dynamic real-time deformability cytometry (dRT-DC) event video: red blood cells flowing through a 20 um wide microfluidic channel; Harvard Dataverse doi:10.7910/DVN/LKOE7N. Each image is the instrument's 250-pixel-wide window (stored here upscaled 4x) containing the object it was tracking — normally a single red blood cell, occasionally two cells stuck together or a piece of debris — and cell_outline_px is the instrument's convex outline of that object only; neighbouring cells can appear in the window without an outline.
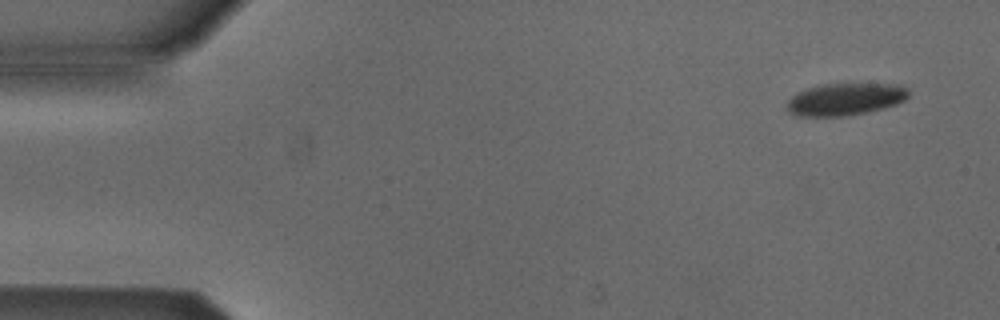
{"species": "Egyptian fruit bat (a non-hibernating species)", "species_latin": "Rousettus aegyptiacus", "temperature_condition": "cold", "stored_images_in_passage": 5, "camera_frame_rate_fps": 3000, "um_per_image_px": 0.085, "animal": {"sex": "male"}, "frame": {"image": 1, "passage_image": 1, "time_ms": 0.0, "image_size_px": [1000, 320], "cell_outline_px": [[908, 96], [904, 100], [896, 104], [884, 108], [864, 112], [840, 116], [796, 116], [788, 112], [788, 100], [796, 92], [820, 84], [904, 84], [908, 88]], "centroid_in_image_um": [71.85, 8.42], "position_along_channel_um": 13.2, "area_um2": 22.77}}
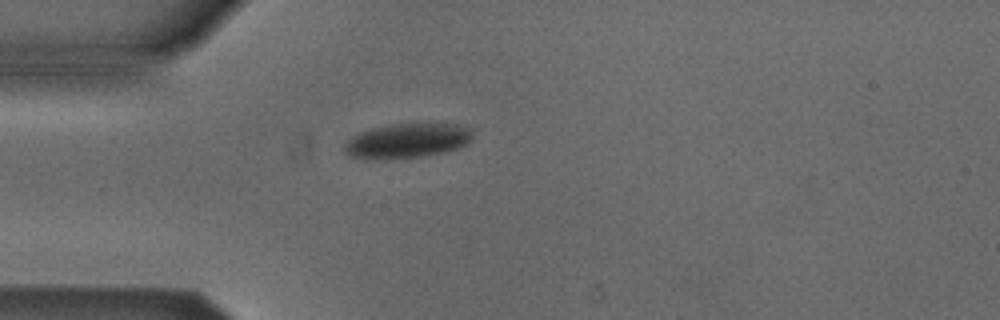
{"frame": {"image": 2, "passage_image": 4, "time_ms": 3.667, "image_size_px": [1000, 320], "cell_outline_px": [[472, 140], [468, 144], [444, 152], [420, 156], [352, 156], [344, 152], [344, 144], [352, 136], [368, 128], [388, 124], [456, 124], [472, 128]], "centroid_in_image_um": [34.68, 11.9], "position_along_channel_um": 50.3, "area_um2": 24.97}}